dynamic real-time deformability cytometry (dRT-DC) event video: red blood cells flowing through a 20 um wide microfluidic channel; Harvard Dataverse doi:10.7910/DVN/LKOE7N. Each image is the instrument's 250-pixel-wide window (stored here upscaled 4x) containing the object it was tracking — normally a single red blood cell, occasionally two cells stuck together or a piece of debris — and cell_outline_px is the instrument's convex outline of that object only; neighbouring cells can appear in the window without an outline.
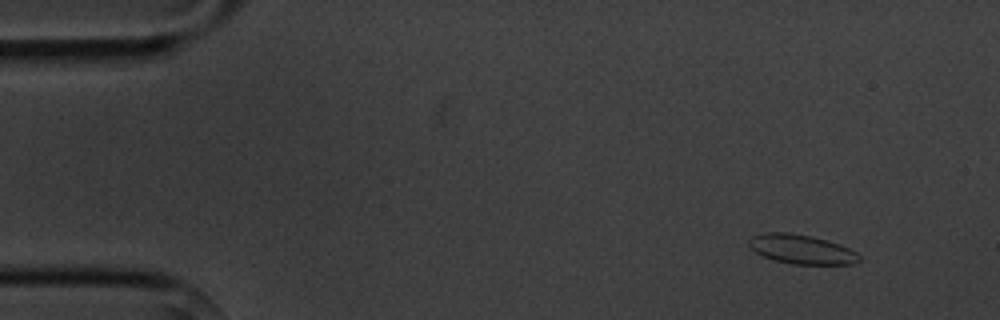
{"species": "common noctule bat (a hibernating species)", "species_latin": "Nyctalus noctula", "temperature_condition": "cold", "stored_images_in_passage": 3, "camera_frame_rate_fps": 3000, "um_per_image_px": 0.085, "animal": {"sex": "male", "body_mass_g": 20.1, "forearm_length_mm": 53.5}, "frame": {"image": 1, "passage_image": 1, "time_ms": 0.0, "image_size_px": [1000, 320], "cell_outline_px": [[860, 260], [852, 264], [792, 264], [776, 260], [764, 256], [756, 252], [748, 244], [748, 240], [752, 236], [764, 232], [788, 232], [812, 236], [828, 240], [848, 248], [856, 252], [860, 256]], "centroid_in_image_um": [68.12, 21.17], "position_along_channel_um": 16.9, "area_um2": 18.73}}